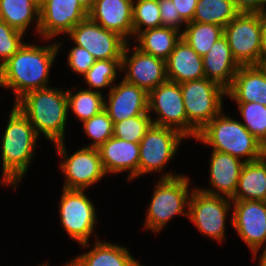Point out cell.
Listing matches in <instances>:
<instances>
[{"label":"cell","instance_id":"20","mask_svg":"<svg viewBox=\"0 0 266 266\" xmlns=\"http://www.w3.org/2000/svg\"><path fill=\"white\" fill-rule=\"evenodd\" d=\"M97 149L106 173L129 171L128 180L138 177L139 143L112 136Z\"/></svg>","mask_w":266,"mask_h":266},{"label":"cell","instance_id":"30","mask_svg":"<svg viewBox=\"0 0 266 266\" xmlns=\"http://www.w3.org/2000/svg\"><path fill=\"white\" fill-rule=\"evenodd\" d=\"M72 95V91L66 90L68 99V108L72 109L74 116L84 122L90 119L104 109V96L97 91L80 89Z\"/></svg>","mask_w":266,"mask_h":266},{"label":"cell","instance_id":"22","mask_svg":"<svg viewBox=\"0 0 266 266\" xmlns=\"http://www.w3.org/2000/svg\"><path fill=\"white\" fill-rule=\"evenodd\" d=\"M167 80L182 83L205 78L203 59L180 39L165 60Z\"/></svg>","mask_w":266,"mask_h":266},{"label":"cell","instance_id":"4","mask_svg":"<svg viewBox=\"0 0 266 266\" xmlns=\"http://www.w3.org/2000/svg\"><path fill=\"white\" fill-rule=\"evenodd\" d=\"M229 115L218 114L196 138L204 145L212 146V150L227 153L243 161L253 162L266 154V148L243 126L240 121Z\"/></svg>","mask_w":266,"mask_h":266},{"label":"cell","instance_id":"32","mask_svg":"<svg viewBox=\"0 0 266 266\" xmlns=\"http://www.w3.org/2000/svg\"><path fill=\"white\" fill-rule=\"evenodd\" d=\"M243 126L266 148V106L257 102H236Z\"/></svg>","mask_w":266,"mask_h":266},{"label":"cell","instance_id":"25","mask_svg":"<svg viewBox=\"0 0 266 266\" xmlns=\"http://www.w3.org/2000/svg\"><path fill=\"white\" fill-rule=\"evenodd\" d=\"M232 201H266V154L244 163Z\"/></svg>","mask_w":266,"mask_h":266},{"label":"cell","instance_id":"35","mask_svg":"<svg viewBox=\"0 0 266 266\" xmlns=\"http://www.w3.org/2000/svg\"><path fill=\"white\" fill-rule=\"evenodd\" d=\"M82 124L87 136L93 140L86 147L98 148L113 136L114 123L104 109Z\"/></svg>","mask_w":266,"mask_h":266},{"label":"cell","instance_id":"29","mask_svg":"<svg viewBox=\"0 0 266 266\" xmlns=\"http://www.w3.org/2000/svg\"><path fill=\"white\" fill-rule=\"evenodd\" d=\"M239 13L232 0H198L193 22L225 27Z\"/></svg>","mask_w":266,"mask_h":266},{"label":"cell","instance_id":"37","mask_svg":"<svg viewBox=\"0 0 266 266\" xmlns=\"http://www.w3.org/2000/svg\"><path fill=\"white\" fill-rule=\"evenodd\" d=\"M67 61L74 73L84 75L93 66L96 59L86 49L75 45L70 49Z\"/></svg>","mask_w":266,"mask_h":266},{"label":"cell","instance_id":"11","mask_svg":"<svg viewBox=\"0 0 266 266\" xmlns=\"http://www.w3.org/2000/svg\"><path fill=\"white\" fill-rule=\"evenodd\" d=\"M232 206L229 198L210 195L192 188L189 200L188 218L200 233L217 242L225 240V219Z\"/></svg>","mask_w":266,"mask_h":266},{"label":"cell","instance_id":"38","mask_svg":"<svg viewBox=\"0 0 266 266\" xmlns=\"http://www.w3.org/2000/svg\"><path fill=\"white\" fill-rule=\"evenodd\" d=\"M160 8V16L162 20V27H169L181 30L180 26H185L187 23L180 17L178 11L174 6L172 0H158Z\"/></svg>","mask_w":266,"mask_h":266},{"label":"cell","instance_id":"42","mask_svg":"<svg viewBox=\"0 0 266 266\" xmlns=\"http://www.w3.org/2000/svg\"><path fill=\"white\" fill-rule=\"evenodd\" d=\"M78 2L87 12H89L92 9L95 0H78Z\"/></svg>","mask_w":266,"mask_h":266},{"label":"cell","instance_id":"43","mask_svg":"<svg viewBox=\"0 0 266 266\" xmlns=\"http://www.w3.org/2000/svg\"><path fill=\"white\" fill-rule=\"evenodd\" d=\"M257 67L263 72L266 76V58H260L259 62L257 63Z\"/></svg>","mask_w":266,"mask_h":266},{"label":"cell","instance_id":"44","mask_svg":"<svg viewBox=\"0 0 266 266\" xmlns=\"http://www.w3.org/2000/svg\"><path fill=\"white\" fill-rule=\"evenodd\" d=\"M262 255H260L259 258V266H266V245L265 248L263 250V253H261Z\"/></svg>","mask_w":266,"mask_h":266},{"label":"cell","instance_id":"26","mask_svg":"<svg viewBox=\"0 0 266 266\" xmlns=\"http://www.w3.org/2000/svg\"><path fill=\"white\" fill-rule=\"evenodd\" d=\"M179 32L169 27L142 30L134 37L139 42L135 47L143 53L166 60L181 39Z\"/></svg>","mask_w":266,"mask_h":266},{"label":"cell","instance_id":"16","mask_svg":"<svg viewBox=\"0 0 266 266\" xmlns=\"http://www.w3.org/2000/svg\"><path fill=\"white\" fill-rule=\"evenodd\" d=\"M132 49L131 57L128 56L129 43L126 44L123 51L121 71H127L123 79L149 93L167 80L165 60L143 53L135 46Z\"/></svg>","mask_w":266,"mask_h":266},{"label":"cell","instance_id":"23","mask_svg":"<svg viewBox=\"0 0 266 266\" xmlns=\"http://www.w3.org/2000/svg\"><path fill=\"white\" fill-rule=\"evenodd\" d=\"M227 97L236 102H257L266 106V76L257 65L240 66L227 89Z\"/></svg>","mask_w":266,"mask_h":266},{"label":"cell","instance_id":"18","mask_svg":"<svg viewBox=\"0 0 266 266\" xmlns=\"http://www.w3.org/2000/svg\"><path fill=\"white\" fill-rule=\"evenodd\" d=\"M134 0H95L88 17L103 28L115 32L127 42L133 37Z\"/></svg>","mask_w":266,"mask_h":266},{"label":"cell","instance_id":"40","mask_svg":"<svg viewBox=\"0 0 266 266\" xmlns=\"http://www.w3.org/2000/svg\"><path fill=\"white\" fill-rule=\"evenodd\" d=\"M172 2L176 11L186 23L193 21L198 0H172Z\"/></svg>","mask_w":266,"mask_h":266},{"label":"cell","instance_id":"7","mask_svg":"<svg viewBox=\"0 0 266 266\" xmlns=\"http://www.w3.org/2000/svg\"><path fill=\"white\" fill-rule=\"evenodd\" d=\"M262 13H239L224 27L232 55L240 66L257 65L261 55Z\"/></svg>","mask_w":266,"mask_h":266},{"label":"cell","instance_id":"3","mask_svg":"<svg viewBox=\"0 0 266 266\" xmlns=\"http://www.w3.org/2000/svg\"><path fill=\"white\" fill-rule=\"evenodd\" d=\"M14 105L29 119L38 136L42 133L54 144L64 141L70 110L66 90L52 87L31 90Z\"/></svg>","mask_w":266,"mask_h":266},{"label":"cell","instance_id":"24","mask_svg":"<svg viewBox=\"0 0 266 266\" xmlns=\"http://www.w3.org/2000/svg\"><path fill=\"white\" fill-rule=\"evenodd\" d=\"M94 248L80 254L65 266H142L124 246L100 241L97 237Z\"/></svg>","mask_w":266,"mask_h":266},{"label":"cell","instance_id":"41","mask_svg":"<svg viewBox=\"0 0 266 266\" xmlns=\"http://www.w3.org/2000/svg\"><path fill=\"white\" fill-rule=\"evenodd\" d=\"M260 58H266V17L263 14L262 36H261V55Z\"/></svg>","mask_w":266,"mask_h":266},{"label":"cell","instance_id":"31","mask_svg":"<svg viewBox=\"0 0 266 266\" xmlns=\"http://www.w3.org/2000/svg\"><path fill=\"white\" fill-rule=\"evenodd\" d=\"M117 70H121V59L96 60L93 66L83 75V79L86 81L85 84L89 86L88 90L93 89V91L99 92V89L108 86L110 90L117 78Z\"/></svg>","mask_w":266,"mask_h":266},{"label":"cell","instance_id":"36","mask_svg":"<svg viewBox=\"0 0 266 266\" xmlns=\"http://www.w3.org/2000/svg\"><path fill=\"white\" fill-rule=\"evenodd\" d=\"M24 33L0 19V67L24 44Z\"/></svg>","mask_w":266,"mask_h":266},{"label":"cell","instance_id":"2","mask_svg":"<svg viewBox=\"0 0 266 266\" xmlns=\"http://www.w3.org/2000/svg\"><path fill=\"white\" fill-rule=\"evenodd\" d=\"M1 140L2 180L17 188L27 173L39 137L29 119L14 105Z\"/></svg>","mask_w":266,"mask_h":266},{"label":"cell","instance_id":"33","mask_svg":"<svg viewBox=\"0 0 266 266\" xmlns=\"http://www.w3.org/2000/svg\"><path fill=\"white\" fill-rule=\"evenodd\" d=\"M133 36L150 28L162 27L158 0L133 1Z\"/></svg>","mask_w":266,"mask_h":266},{"label":"cell","instance_id":"12","mask_svg":"<svg viewBox=\"0 0 266 266\" xmlns=\"http://www.w3.org/2000/svg\"><path fill=\"white\" fill-rule=\"evenodd\" d=\"M151 112L158 115L152 120L154 125L176 129L188 138V119L179 83L166 80L148 93V113Z\"/></svg>","mask_w":266,"mask_h":266},{"label":"cell","instance_id":"6","mask_svg":"<svg viewBox=\"0 0 266 266\" xmlns=\"http://www.w3.org/2000/svg\"><path fill=\"white\" fill-rule=\"evenodd\" d=\"M180 88L188 119V138L196 139L199 131L223 112L227 90L207 78L182 82Z\"/></svg>","mask_w":266,"mask_h":266},{"label":"cell","instance_id":"10","mask_svg":"<svg viewBox=\"0 0 266 266\" xmlns=\"http://www.w3.org/2000/svg\"><path fill=\"white\" fill-rule=\"evenodd\" d=\"M96 213L93 202L84 194V190H62L60 222L70 238L84 248H90L88 239L94 232Z\"/></svg>","mask_w":266,"mask_h":266},{"label":"cell","instance_id":"13","mask_svg":"<svg viewBox=\"0 0 266 266\" xmlns=\"http://www.w3.org/2000/svg\"><path fill=\"white\" fill-rule=\"evenodd\" d=\"M67 36L75 45L86 49L96 60L122 59L128 43L123 37L103 28L89 17L74 26Z\"/></svg>","mask_w":266,"mask_h":266},{"label":"cell","instance_id":"45","mask_svg":"<svg viewBox=\"0 0 266 266\" xmlns=\"http://www.w3.org/2000/svg\"><path fill=\"white\" fill-rule=\"evenodd\" d=\"M37 4L41 5L45 0H34Z\"/></svg>","mask_w":266,"mask_h":266},{"label":"cell","instance_id":"14","mask_svg":"<svg viewBox=\"0 0 266 266\" xmlns=\"http://www.w3.org/2000/svg\"><path fill=\"white\" fill-rule=\"evenodd\" d=\"M231 224L253 252L255 260L266 243V201H232Z\"/></svg>","mask_w":266,"mask_h":266},{"label":"cell","instance_id":"39","mask_svg":"<svg viewBox=\"0 0 266 266\" xmlns=\"http://www.w3.org/2000/svg\"><path fill=\"white\" fill-rule=\"evenodd\" d=\"M240 13H262L266 11V0H232Z\"/></svg>","mask_w":266,"mask_h":266},{"label":"cell","instance_id":"34","mask_svg":"<svg viewBox=\"0 0 266 266\" xmlns=\"http://www.w3.org/2000/svg\"><path fill=\"white\" fill-rule=\"evenodd\" d=\"M151 117L146 113L116 122L113 127V136L128 142L139 143L153 124Z\"/></svg>","mask_w":266,"mask_h":266},{"label":"cell","instance_id":"9","mask_svg":"<svg viewBox=\"0 0 266 266\" xmlns=\"http://www.w3.org/2000/svg\"><path fill=\"white\" fill-rule=\"evenodd\" d=\"M64 144V141L54 144L61 159L63 158L60 164L61 171L66 176L63 189L85 191L107 175L97 148L84 146L67 156Z\"/></svg>","mask_w":266,"mask_h":266},{"label":"cell","instance_id":"46","mask_svg":"<svg viewBox=\"0 0 266 266\" xmlns=\"http://www.w3.org/2000/svg\"><path fill=\"white\" fill-rule=\"evenodd\" d=\"M40 266H49L48 263L41 264Z\"/></svg>","mask_w":266,"mask_h":266},{"label":"cell","instance_id":"28","mask_svg":"<svg viewBox=\"0 0 266 266\" xmlns=\"http://www.w3.org/2000/svg\"><path fill=\"white\" fill-rule=\"evenodd\" d=\"M181 38L201 57L224 35V27L200 22H187Z\"/></svg>","mask_w":266,"mask_h":266},{"label":"cell","instance_id":"17","mask_svg":"<svg viewBox=\"0 0 266 266\" xmlns=\"http://www.w3.org/2000/svg\"><path fill=\"white\" fill-rule=\"evenodd\" d=\"M104 100V110L113 123L148 113V93L124 79L113 85Z\"/></svg>","mask_w":266,"mask_h":266},{"label":"cell","instance_id":"21","mask_svg":"<svg viewBox=\"0 0 266 266\" xmlns=\"http://www.w3.org/2000/svg\"><path fill=\"white\" fill-rule=\"evenodd\" d=\"M202 59L205 78L215 81L227 90L240 65L233 57L226 37L223 35L219 38Z\"/></svg>","mask_w":266,"mask_h":266},{"label":"cell","instance_id":"19","mask_svg":"<svg viewBox=\"0 0 266 266\" xmlns=\"http://www.w3.org/2000/svg\"><path fill=\"white\" fill-rule=\"evenodd\" d=\"M212 151L209 181L213 190L209 188L198 189L210 195L232 199L236 192L240 172L245 162L230 154Z\"/></svg>","mask_w":266,"mask_h":266},{"label":"cell","instance_id":"1","mask_svg":"<svg viewBox=\"0 0 266 266\" xmlns=\"http://www.w3.org/2000/svg\"><path fill=\"white\" fill-rule=\"evenodd\" d=\"M62 42L39 46L24 43L23 46L0 67V86L13 89L15 102L25 93L43 89L49 84L51 65Z\"/></svg>","mask_w":266,"mask_h":266},{"label":"cell","instance_id":"15","mask_svg":"<svg viewBox=\"0 0 266 266\" xmlns=\"http://www.w3.org/2000/svg\"><path fill=\"white\" fill-rule=\"evenodd\" d=\"M39 9L38 34L45 40L68 34L74 26L88 18V12L78 0H45Z\"/></svg>","mask_w":266,"mask_h":266},{"label":"cell","instance_id":"8","mask_svg":"<svg viewBox=\"0 0 266 266\" xmlns=\"http://www.w3.org/2000/svg\"><path fill=\"white\" fill-rule=\"evenodd\" d=\"M184 138L187 137L176 129L152 124L139 142L138 177L161 172L173 159Z\"/></svg>","mask_w":266,"mask_h":266},{"label":"cell","instance_id":"5","mask_svg":"<svg viewBox=\"0 0 266 266\" xmlns=\"http://www.w3.org/2000/svg\"><path fill=\"white\" fill-rule=\"evenodd\" d=\"M162 176L155 185L144 225L145 229L156 234L173 216L178 214L188 218V211L184 208L188 210L191 196L187 175L164 173Z\"/></svg>","mask_w":266,"mask_h":266},{"label":"cell","instance_id":"27","mask_svg":"<svg viewBox=\"0 0 266 266\" xmlns=\"http://www.w3.org/2000/svg\"><path fill=\"white\" fill-rule=\"evenodd\" d=\"M39 7L34 0H0V19L24 34L30 24L36 21L38 33Z\"/></svg>","mask_w":266,"mask_h":266}]
</instances>
